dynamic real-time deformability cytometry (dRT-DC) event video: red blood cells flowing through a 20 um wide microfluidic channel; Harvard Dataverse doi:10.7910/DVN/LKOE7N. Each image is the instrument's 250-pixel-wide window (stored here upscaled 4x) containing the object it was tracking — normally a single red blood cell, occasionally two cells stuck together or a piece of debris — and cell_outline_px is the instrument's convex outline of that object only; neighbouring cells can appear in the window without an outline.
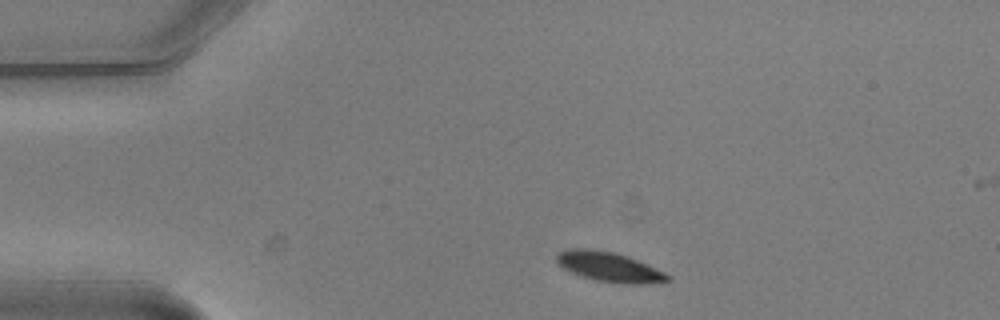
{"species": "common noctule bat (a hibernating species)", "species_latin": "Nyctalus noctula", "temperature_condition": "warm", "stored_images_in_passage": 8, "camera_frame_rate_fps": 3000, "um_per_image_px": 0.085, "animal": {"sex": "male", "body_mass_g": 20.5, "forearm_length_mm": 52.5}, "frame": {"image": 1, "passage_image": 1, "time_ms": 0.0, "image_size_px": [1000, 320], "cell_outline_px": [[672, 280], [660, 284], [624, 284], [596, 280], [572, 272], [564, 268], [556, 260], [556, 256], [560, 252], [568, 248], [584, 248], [612, 252], [628, 256], [664, 272], [672, 276]], "centroid_in_image_um": [51.87, 22.7], "position_along_channel_um": 33.1, "area_um2": 19.19}}
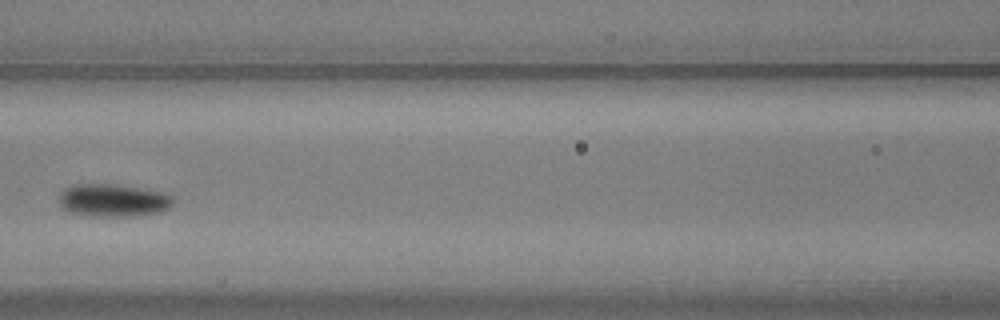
{"frame": {"image": 2, "passage_image": 5, "time_ms": 1.333, "image_size_px": [1000, 320], "cell_outline_px": [[172, 204], [168, 208], [160, 212], [140, 216], [92, 216], [72, 212], [64, 208], [60, 204], [60, 192], [64, 188], [72, 184], [116, 184], [164, 192], [172, 196]], "centroid_in_image_um": [9.63, 17.02], "position_along_channel_um": 157.0, "area_um2": 21.79}}
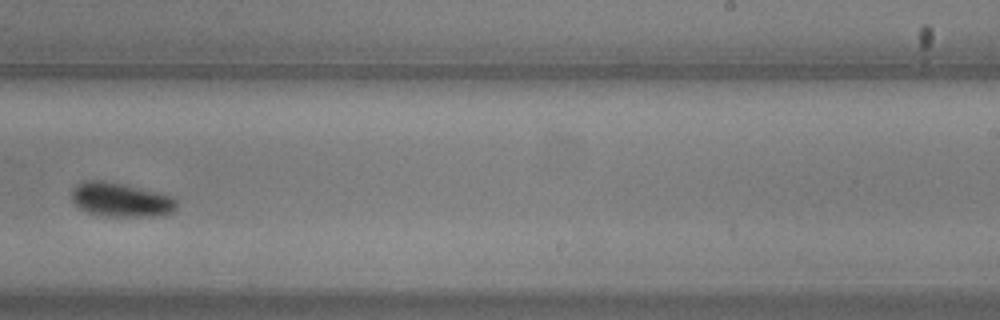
{"frame": {"image": 3, "passage_image": 8, "time_ms": 2.333, "image_size_px": [1000, 320], "cell_outline_px": [[176, 208], [172, 212], [160, 216], [104, 216], [88, 212], [80, 208], [72, 200], [72, 188], [76, 184], [84, 180], [104, 180], [124, 184], [172, 196], [176, 200]], "centroid_in_image_um": [10.25, 16.97], "position_along_channel_um": 278.8, "area_um2": 20.87}}